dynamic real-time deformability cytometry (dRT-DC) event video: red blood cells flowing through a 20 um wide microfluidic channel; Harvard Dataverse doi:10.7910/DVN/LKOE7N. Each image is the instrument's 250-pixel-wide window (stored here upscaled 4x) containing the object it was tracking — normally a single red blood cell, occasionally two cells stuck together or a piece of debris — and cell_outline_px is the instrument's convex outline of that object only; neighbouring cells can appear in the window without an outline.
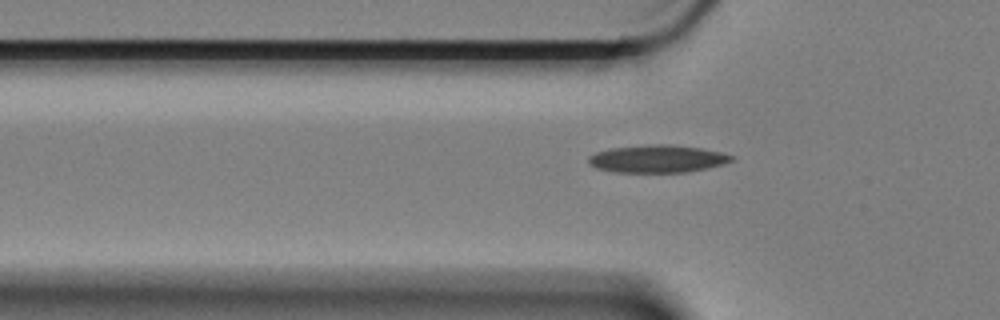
{"species": "Egyptian fruit bat (a non-hibernating species)", "species_latin": "Rousettus aegyptiacus", "temperature_condition": "cold", "stored_images_in_passage": 39, "camera_frame_rate_fps": 3000, "um_per_image_px": 0.085, "animal": {"sex": "female"}, "frame": {"image": 1, "passage_image": 3, "time_ms": 0.667, "image_size_px": [1000, 320], "cell_outline_px": [[732, 160], [724, 164], [688, 172], [616, 172], [596, 168], [588, 160], [588, 156], [596, 152], [612, 148], [656, 144], [668, 144], [700, 148], [720, 152], [732, 156]], "centroid_in_image_um": [55.87, 13.5], "position_along_channel_um": 69.9, "area_um2": 22.66}}
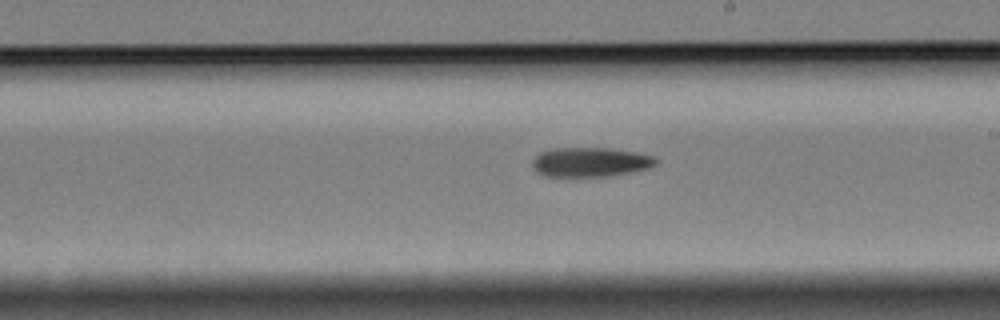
{"frame": {"image": 2, "passage_image": 18, "time_ms": 5.667, "image_size_px": [1000, 320], "cell_outline_px": [[660, 160], [656, 164], [648, 168], [608, 176], [544, 176], [536, 172], [532, 164], [532, 160], [540, 152], [552, 148], [608, 148], [636, 152], [652, 156]], "centroid_in_image_um": [50.15, 13.77], "position_along_channel_um": 238.8, "area_um2": 21.1}}
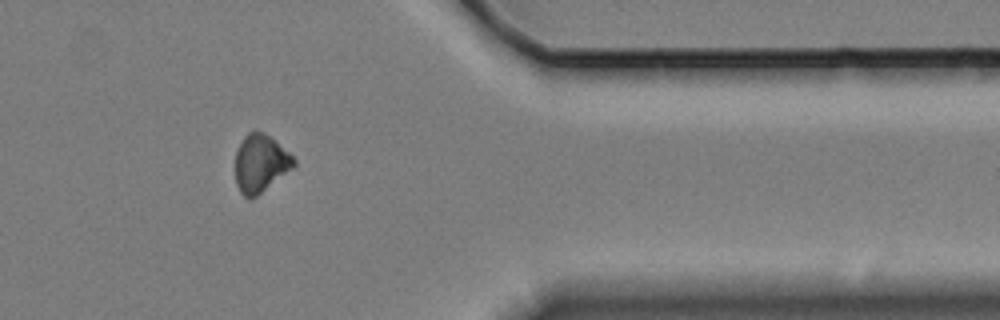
{"frame": {"image": 3, "passage_image": 33, "time_ms": 10.667, "image_size_px": [1000, 320], "cell_outline_px": [[296, 164], [292, 168], [256, 196], [248, 200], [240, 192], [236, 184], [236, 152], [244, 136], [248, 132], [256, 128], [264, 132], [288, 152], [296, 160]], "centroid_in_image_um": [22.12, 13.87], "position_along_channel_um": 389.3, "area_um2": 19.48}}